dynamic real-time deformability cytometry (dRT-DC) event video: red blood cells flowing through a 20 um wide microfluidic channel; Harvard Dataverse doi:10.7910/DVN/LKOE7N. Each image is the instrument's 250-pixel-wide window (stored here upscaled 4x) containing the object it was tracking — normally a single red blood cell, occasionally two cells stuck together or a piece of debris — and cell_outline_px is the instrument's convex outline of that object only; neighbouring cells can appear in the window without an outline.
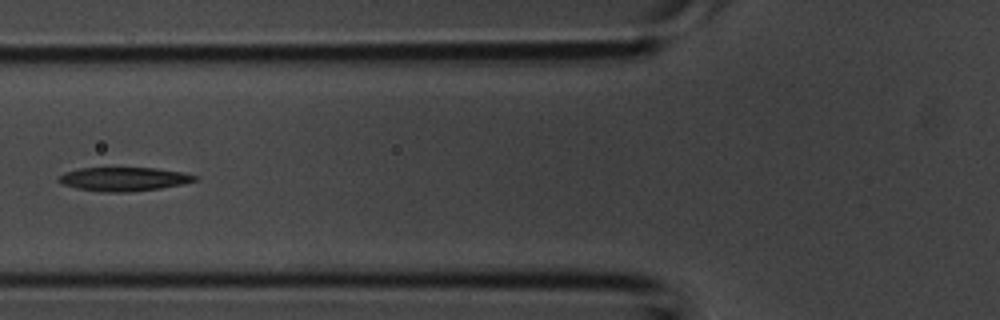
{"species": "common noctule bat (a hibernating species)", "species_latin": "Nyctalus noctula", "temperature_condition": "room temperature", "stored_images_in_passage": 3, "camera_frame_rate_fps": 3000, "um_per_image_px": 0.085, "animal": {"sex": "male", "body_mass_g": 20.1, "forearm_length_mm": 53.5}, "frame": {"image": 1, "passage_image": 3, "time_ms": 0.667, "image_size_px": [1000, 320], "cell_outline_px": [[200, 176], [196, 180], [184, 184], [160, 188], [128, 192], [104, 192], [76, 188], [64, 184], [56, 180], [64, 172], [80, 168], [156, 168], [184, 172]], "centroid_in_image_um": [10.56, 15.22], "position_along_channel_um": 115.2, "area_um2": 18.9}}